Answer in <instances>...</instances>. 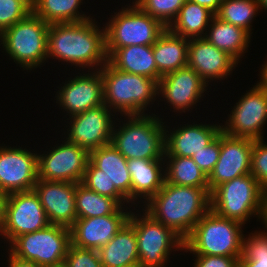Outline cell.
<instances>
[{
	"label": "cell",
	"mask_w": 267,
	"mask_h": 267,
	"mask_svg": "<svg viewBox=\"0 0 267 267\" xmlns=\"http://www.w3.org/2000/svg\"><path fill=\"white\" fill-rule=\"evenodd\" d=\"M49 152L38 153V178L42 180L81 183L89 161V152L64 140Z\"/></svg>",
	"instance_id": "13"
},
{
	"label": "cell",
	"mask_w": 267,
	"mask_h": 267,
	"mask_svg": "<svg viewBox=\"0 0 267 267\" xmlns=\"http://www.w3.org/2000/svg\"><path fill=\"white\" fill-rule=\"evenodd\" d=\"M9 252L21 259L30 260L40 267H62L71 245L69 228L49 224L47 227L16 237Z\"/></svg>",
	"instance_id": "9"
},
{
	"label": "cell",
	"mask_w": 267,
	"mask_h": 267,
	"mask_svg": "<svg viewBox=\"0 0 267 267\" xmlns=\"http://www.w3.org/2000/svg\"><path fill=\"white\" fill-rule=\"evenodd\" d=\"M128 222L135 229L139 263L143 267H166L172 250H184V239L146 212H130Z\"/></svg>",
	"instance_id": "8"
},
{
	"label": "cell",
	"mask_w": 267,
	"mask_h": 267,
	"mask_svg": "<svg viewBox=\"0 0 267 267\" xmlns=\"http://www.w3.org/2000/svg\"><path fill=\"white\" fill-rule=\"evenodd\" d=\"M83 0H35L32 12L48 24L73 23L90 19L78 11ZM82 3V4H81Z\"/></svg>",
	"instance_id": "30"
},
{
	"label": "cell",
	"mask_w": 267,
	"mask_h": 267,
	"mask_svg": "<svg viewBox=\"0 0 267 267\" xmlns=\"http://www.w3.org/2000/svg\"><path fill=\"white\" fill-rule=\"evenodd\" d=\"M190 1L197 3L200 6L206 7L214 14H216L219 10L222 0H190Z\"/></svg>",
	"instance_id": "43"
},
{
	"label": "cell",
	"mask_w": 267,
	"mask_h": 267,
	"mask_svg": "<svg viewBox=\"0 0 267 267\" xmlns=\"http://www.w3.org/2000/svg\"><path fill=\"white\" fill-rule=\"evenodd\" d=\"M34 191L50 224L71 228L77 219L76 184L38 179Z\"/></svg>",
	"instance_id": "19"
},
{
	"label": "cell",
	"mask_w": 267,
	"mask_h": 267,
	"mask_svg": "<svg viewBox=\"0 0 267 267\" xmlns=\"http://www.w3.org/2000/svg\"><path fill=\"white\" fill-rule=\"evenodd\" d=\"M31 5H33L35 0H27Z\"/></svg>",
	"instance_id": "49"
},
{
	"label": "cell",
	"mask_w": 267,
	"mask_h": 267,
	"mask_svg": "<svg viewBox=\"0 0 267 267\" xmlns=\"http://www.w3.org/2000/svg\"><path fill=\"white\" fill-rule=\"evenodd\" d=\"M165 160L130 159L127 167L131 177V206L136 199L146 203L158 193L165 182Z\"/></svg>",
	"instance_id": "23"
},
{
	"label": "cell",
	"mask_w": 267,
	"mask_h": 267,
	"mask_svg": "<svg viewBox=\"0 0 267 267\" xmlns=\"http://www.w3.org/2000/svg\"><path fill=\"white\" fill-rule=\"evenodd\" d=\"M50 24L31 12L0 34V44L20 67L32 70L47 62Z\"/></svg>",
	"instance_id": "7"
},
{
	"label": "cell",
	"mask_w": 267,
	"mask_h": 267,
	"mask_svg": "<svg viewBox=\"0 0 267 267\" xmlns=\"http://www.w3.org/2000/svg\"><path fill=\"white\" fill-rule=\"evenodd\" d=\"M209 188L178 186L166 181L146 203V212L154 220L172 228L184 240L195 224L210 210Z\"/></svg>",
	"instance_id": "2"
},
{
	"label": "cell",
	"mask_w": 267,
	"mask_h": 267,
	"mask_svg": "<svg viewBox=\"0 0 267 267\" xmlns=\"http://www.w3.org/2000/svg\"><path fill=\"white\" fill-rule=\"evenodd\" d=\"M103 78L104 104L121 116L145 115L158 95V82L142 75L129 74L114 68L109 62L100 69ZM154 100V101H153Z\"/></svg>",
	"instance_id": "3"
},
{
	"label": "cell",
	"mask_w": 267,
	"mask_h": 267,
	"mask_svg": "<svg viewBox=\"0 0 267 267\" xmlns=\"http://www.w3.org/2000/svg\"><path fill=\"white\" fill-rule=\"evenodd\" d=\"M108 62L119 71L146 76L159 82L152 45H131L122 48H106Z\"/></svg>",
	"instance_id": "24"
},
{
	"label": "cell",
	"mask_w": 267,
	"mask_h": 267,
	"mask_svg": "<svg viewBox=\"0 0 267 267\" xmlns=\"http://www.w3.org/2000/svg\"><path fill=\"white\" fill-rule=\"evenodd\" d=\"M103 267H124L139 263L137 236L127 221L117 234L98 250Z\"/></svg>",
	"instance_id": "26"
},
{
	"label": "cell",
	"mask_w": 267,
	"mask_h": 267,
	"mask_svg": "<svg viewBox=\"0 0 267 267\" xmlns=\"http://www.w3.org/2000/svg\"><path fill=\"white\" fill-rule=\"evenodd\" d=\"M95 21L91 17L81 22L50 24L47 58L99 70L108 62V54L105 27L100 30Z\"/></svg>",
	"instance_id": "1"
},
{
	"label": "cell",
	"mask_w": 267,
	"mask_h": 267,
	"mask_svg": "<svg viewBox=\"0 0 267 267\" xmlns=\"http://www.w3.org/2000/svg\"><path fill=\"white\" fill-rule=\"evenodd\" d=\"M111 111L105 104L70 116L65 138L88 152L111 143L114 124ZM112 113V114H111ZM114 121V122H113ZM71 123V124H70Z\"/></svg>",
	"instance_id": "14"
},
{
	"label": "cell",
	"mask_w": 267,
	"mask_h": 267,
	"mask_svg": "<svg viewBox=\"0 0 267 267\" xmlns=\"http://www.w3.org/2000/svg\"><path fill=\"white\" fill-rule=\"evenodd\" d=\"M40 198L33 190L7 194L0 236L10 243L20 235L41 230L49 225Z\"/></svg>",
	"instance_id": "11"
},
{
	"label": "cell",
	"mask_w": 267,
	"mask_h": 267,
	"mask_svg": "<svg viewBox=\"0 0 267 267\" xmlns=\"http://www.w3.org/2000/svg\"><path fill=\"white\" fill-rule=\"evenodd\" d=\"M217 124H189L180 125L175 130L164 129V157H192L207 147L221 132L222 125ZM167 127V128H166ZM170 132V134H169ZM168 133V134H167Z\"/></svg>",
	"instance_id": "22"
},
{
	"label": "cell",
	"mask_w": 267,
	"mask_h": 267,
	"mask_svg": "<svg viewBox=\"0 0 267 267\" xmlns=\"http://www.w3.org/2000/svg\"><path fill=\"white\" fill-rule=\"evenodd\" d=\"M6 199H7V194L0 190V227L4 220Z\"/></svg>",
	"instance_id": "45"
},
{
	"label": "cell",
	"mask_w": 267,
	"mask_h": 267,
	"mask_svg": "<svg viewBox=\"0 0 267 267\" xmlns=\"http://www.w3.org/2000/svg\"><path fill=\"white\" fill-rule=\"evenodd\" d=\"M250 174L267 190V143L263 139L253 140Z\"/></svg>",
	"instance_id": "38"
},
{
	"label": "cell",
	"mask_w": 267,
	"mask_h": 267,
	"mask_svg": "<svg viewBox=\"0 0 267 267\" xmlns=\"http://www.w3.org/2000/svg\"><path fill=\"white\" fill-rule=\"evenodd\" d=\"M242 223L217 215L211 209L184 240V252L193 255L241 256Z\"/></svg>",
	"instance_id": "5"
},
{
	"label": "cell",
	"mask_w": 267,
	"mask_h": 267,
	"mask_svg": "<svg viewBox=\"0 0 267 267\" xmlns=\"http://www.w3.org/2000/svg\"><path fill=\"white\" fill-rule=\"evenodd\" d=\"M209 26L205 38L237 63L240 62V58L248 50L252 35L245 29L226 23L216 16L212 18Z\"/></svg>",
	"instance_id": "28"
},
{
	"label": "cell",
	"mask_w": 267,
	"mask_h": 267,
	"mask_svg": "<svg viewBox=\"0 0 267 267\" xmlns=\"http://www.w3.org/2000/svg\"><path fill=\"white\" fill-rule=\"evenodd\" d=\"M38 153L0 146V190L6 194L33 190L38 180Z\"/></svg>",
	"instance_id": "15"
},
{
	"label": "cell",
	"mask_w": 267,
	"mask_h": 267,
	"mask_svg": "<svg viewBox=\"0 0 267 267\" xmlns=\"http://www.w3.org/2000/svg\"><path fill=\"white\" fill-rule=\"evenodd\" d=\"M81 184L96 193L116 199L122 206L130 203L116 190L115 186H111L109 179L102 174L90 161L87 163ZM124 204H123V203Z\"/></svg>",
	"instance_id": "36"
},
{
	"label": "cell",
	"mask_w": 267,
	"mask_h": 267,
	"mask_svg": "<svg viewBox=\"0 0 267 267\" xmlns=\"http://www.w3.org/2000/svg\"><path fill=\"white\" fill-rule=\"evenodd\" d=\"M186 0H135L142 11L159 20L166 28L176 19Z\"/></svg>",
	"instance_id": "35"
},
{
	"label": "cell",
	"mask_w": 267,
	"mask_h": 267,
	"mask_svg": "<svg viewBox=\"0 0 267 267\" xmlns=\"http://www.w3.org/2000/svg\"><path fill=\"white\" fill-rule=\"evenodd\" d=\"M8 254H9L8 256L9 260L7 261H8L9 267H40L33 261L21 259L17 256L12 255L10 252Z\"/></svg>",
	"instance_id": "42"
},
{
	"label": "cell",
	"mask_w": 267,
	"mask_h": 267,
	"mask_svg": "<svg viewBox=\"0 0 267 267\" xmlns=\"http://www.w3.org/2000/svg\"><path fill=\"white\" fill-rule=\"evenodd\" d=\"M220 154V134L205 148L191 158L208 177L213 171Z\"/></svg>",
	"instance_id": "40"
},
{
	"label": "cell",
	"mask_w": 267,
	"mask_h": 267,
	"mask_svg": "<svg viewBox=\"0 0 267 267\" xmlns=\"http://www.w3.org/2000/svg\"><path fill=\"white\" fill-rule=\"evenodd\" d=\"M256 232L243 237L239 267H267V231Z\"/></svg>",
	"instance_id": "34"
},
{
	"label": "cell",
	"mask_w": 267,
	"mask_h": 267,
	"mask_svg": "<svg viewBox=\"0 0 267 267\" xmlns=\"http://www.w3.org/2000/svg\"><path fill=\"white\" fill-rule=\"evenodd\" d=\"M124 267H143L140 263H135L129 266H124Z\"/></svg>",
	"instance_id": "48"
},
{
	"label": "cell",
	"mask_w": 267,
	"mask_h": 267,
	"mask_svg": "<svg viewBox=\"0 0 267 267\" xmlns=\"http://www.w3.org/2000/svg\"><path fill=\"white\" fill-rule=\"evenodd\" d=\"M122 205L113 198L100 195L86 188L81 183L76 184L77 218H91L115 214Z\"/></svg>",
	"instance_id": "32"
},
{
	"label": "cell",
	"mask_w": 267,
	"mask_h": 267,
	"mask_svg": "<svg viewBox=\"0 0 267 267\" xmlns=\"http://www.w3.org/2000/svg\"><path fill=\"white\" fill-rule=\"evenodd\" d=\"M253 140L220 133L219 159L208 176L210 192L234 178L250 174Z\"/></svg>",
	"instance_id": "17"
},
{
	"label": "cell",
	"mask_w": 267,
	"mask_h": 267,
	"mask_svg": "<svg viewBox=\"0 0 267 267\" xmlns=\"http://www.w3.org/2000/svg\"><path fill=\"white\" fill-rule=\"evenodd\" d=\"M165 181L178 186L209 188L208 177L191 157H164ZM168 160V161H167Z\"/></svg>",
	"instance_id": "31"
},
{
	"label": "cell",
	"mask_w": 267,
	"mask_h": 267,
	"mask_svg": "<svg viewBox=\"0 0 267 267\" xmlns=\"http://www.w3.org/2000/svg\"><path fill=\"white\" fill-rule=\"evenodd\" d=\"M235 105L222 125V131L232 137L263 139V126L267 122V90L257 83Z\"/></svg>",
	"instance_id": "12"
},
{
	"label": "cell",
	"mask_w": 267,
	"mask_h": 267,
	"mask_svg": "<svg viewBox=\"0 0 267 267\" xmlns=\"http://www.w3.org/2000/svg\"><path fill=\"white\" fill-rule=\"evenodd\" d=\"M258 11L260 8L257 0H222L215 16L252 34L251 22Z\"/></svg>",
	"instance_id": "33"
},
{
	"label": "cell",
	"mask_w": 267,
	"mask_h": 267,
	"mask_svg": "<svg viewBox=\"0 0 267 267\" xmlns=\"http://www.w3.org/2000/svg\"><path fill=\"white\" fill-rule=\"evenodd\" d=\"M80 73L68 79L55 96L56 103L72 116L104 104L103 78L100 70ZM96 71V72H95ZM84 73V74H83ZM83 74V75H82Z\"/></svg>",
	"instance_id": "16"
},
{
	"label": "cell",
	"mask_w": 267,
	"mask_h": 267,
	"mask_svg": "<svg viewBox=\"0 0 267 267\" xmlns=\"http://www.w3.org/2000/svg\"><path fill=\"white\" fill-rule=\"evenodd\" d=\"M259 75L261 79L257 83L267 90V61L262 65V69Z\"/></svg>",
	"instance_id": "44"
},
{
	"label": "cell",
	"mask_w": 267,
	"mask_h": 267,
	"mask_svg": "<svg viewBox=\"0 0 267 267\" xmlns=\"http://www.w3.org/2000/svg\"><path fill=\"white\" fill-rule=\"evenodd\" d=\"M63 267H103L97 250L73 246L68 248Z\"/></svg>",
	"instance_id": "39"
},
{
	"label": "cell",
	"mask_w": 267,
	"mask_h": 267,
	"mask_svg": "<svg viewBox=\"0 0 267 267\" xmlns=\"http://www.w3.org/2000/svg\"><path fill=\"white\" fill-rule=\"evenodd\" d=\"M32 12L27 0H0V34Z\"/></svg>",
	"instance_id": "37"
},
{
	"label": "cell",
	"mask_w": 267,
	"mask_h": 267,
	"mask_svg": "<svg viewBox=\"0 0 267 267\" xmlns=\"http://www.w3.org/2000/svg\"><path fill=\"white\" fill-rule=\"evenodd\" d=\"M89 161L102 171L111 186L131 203V177L127 159L112 145L101 146L89 152Z\"/></svg>",
	"instance_id": "25"
},
{
	"label": "cell",
	"mask_w": 267,
	"mask_h": 267,
	"mask_svg": "<svg viewBox=\"0 0 267 267\" xmlns=\"http://www.w3.org/2000/svg\"><path fill=\"white\" fill-rule=\"evenodd\" d=\"M210 209L217 215L243 225L253 215L261 220L264 190L259 182L246 174L215 187L211 193Z\"/></svg>",
	"instance_id": "6"
},
{
	"label": "cell",
	"mask_w": 267,
	"mask_h": 267,
	"mask_svg": "<svg viewBox=\"0 0 267 267\" xmlns=\"http://www.w3.org/2000/svg\"><path fill=\"white\" fill-rule=\"evenodd\" d=\"M208 86L195 70L186 66L161 77L158 96L170 103L174 111L185 113L199 102Z\"/></svg>",
	"instance_id": "18"
},
{
	"label": "cell",
	"mask_w": 267,
	"mask_h": 267,
	"mask_svg": "<svg viewBox=\"0 0 267 267\" xmlns=\"http://www.w3.org/2000/svg\"><path fill=\"white\" fill-rule=\"evenodd\" d=\"M189 39L173 34L168 28L152 45L157 72L162 77L187 66Z\"/></svg>",
	"instance_id": "27"
},
{
	"label": "cell",
	"mask_w": 267,
	"mask_h": 267,
	"mask_svg": "<svg viewBox=\"0 0 267 267\" xmlns=\"http://www.w3.org/2000/svg\"><path fill=\"white\" fill-rule=\"evenodd\" d=\"M261 222L265 224L264 227L267 229V190L264 191L263 213L261 217Z\"/></svg>",
	"instance_id": "46"
},
{
	"label": "cell",
	"mask_w": 267,
	"mask_h": 267,
	"mask_svg": "<svg viewBox=\"0 0 267 267\" xmlns=\"http://www.w3.org/2000/svg\"><path fill=\"white\" fill-rule=\"evenodd\" d=\"M214 16L215 14L208 8L186 0L168 29L173 34L188 39L205 37Z\"/></svg>",
	"instance_id": "29"
},
{
	"label": "cell",
	"mask_w": 267,
	"mask_h": 267,
	"mask_svg": "<svg viewBox=\"0 0 267 267\" xmlns=\"http://www.w3.org/2000/svg\"><path fill=\"white\" fill-rule=\"evenodd\" d=\"M237 64L231 56L205 37L189 39L187 66L195 70L208 85L211 80L221 81L227 78Z\"/></svg>",
	"instance_id": "21"
},
{
	"label": "cell",
	"mask_w": 267,
	"mask_h": 267,
	"mask_svg": "<svg viewBox=\"0 0 267 267\" xmlns=\"http://www.w3.org/2000/svg\"><path fill=\"white\" fill-rule=\"evenodd\" d=\"M259 8L262 10H267V0H257Z\"/></svg>",
	"instance_id": "47"
},
{
	"label": "cell",
	"mask_w": 267,
	"mask_h": 267,
	"mask_svg": "<svg viewBox=\"0 0 267 267\" xmlns=\"http://www.w3.org/2000/svg\"><path fill=\"white\" fill-rule=\"evenodd\" d=\"M123 117L127 122L117 125L118 129L114 125L110 144L127 160H164L165 124L162 118L153 113Z\"/></svg>",
	"instance_id": "4"
},
{
	"label": "cell",
	"mask_w": 267,
	"mask_h": 267,
	"mask_svg": "<svg viewBox=\"0 0 267 267\" xmlns=\"http://www.w3.org/2000/svg\"><path fill=\"white\" fill-rule=\"evenodd\" d=\"M114 12L105 24L106 48L153 45L166 27L142 11L135 3Z\"/></svg>",
	"instance_id": "10"
},
{
	"label": "cell",
	"mask_w": 267,
	"mask_h": 267,
	"mask_svg": "<svg viewBox=\"0 0 267 267\" xmlns=\"http://www.w3.org/2000/svg\"><path fill=\"white\" fill-rule=\"evenodd\" d=\"M122 206L115 214L77 218L70 228L73 246L99 250L106 245L128 221L131 211ZM127 211V212H124Z\"/></svg>",
	"instance_id": "20"
},
{
	"label": "cell",
	"mask_w": 267,
	"mask_h": 267,
	"mask_svg": "<svg viewBox=\"0 0 267 267\" xmlns=\"http://www.w3.org/2000/svg\"><path fill=\"white\" fill-rule=\"evenodd\" d=\"M194 267H239L241 256L195 255Z\"/></svg>",
	"instance_id": "41"
}]
</instances>
